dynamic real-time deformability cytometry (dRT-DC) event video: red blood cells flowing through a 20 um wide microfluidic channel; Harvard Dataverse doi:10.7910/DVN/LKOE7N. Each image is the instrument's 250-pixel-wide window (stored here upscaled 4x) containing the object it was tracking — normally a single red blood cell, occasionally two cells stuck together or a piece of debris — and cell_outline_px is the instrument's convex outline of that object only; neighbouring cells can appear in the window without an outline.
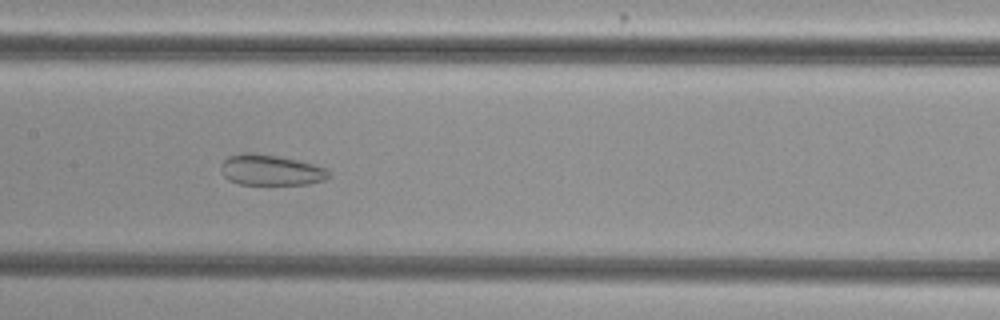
{"species": "common noctule bat (a hibernating species)", "species_latin": "Nyctalus noctula", "temperature_condition": "cold", "stored_images_in_passage": 55, "camera_frame_rate_fps": 3000, "um_per_image_px": 0.085, "animal": {"sex": "female", "body_mass_g": 29.2, "forearm_length_mm": 56.3}, "frame": {"image": 1, "passage_image": 28, "time_ms": 9.0, "image_size_px": [1000, 320], "cell_outline_px": [[332, 176], [324, 180], [308, 184], [240, 184], [228, 180], [224, 176], [220, 168], [220, 164], [228, 156], [244, 152], [252, 152], [276, 156], [296, 160], [312, 164], [324, 168]], "centroid_in_image_um": [22.97, 14.45], "position_along_channel_um": 184.4, "area_um2": 19.19}}
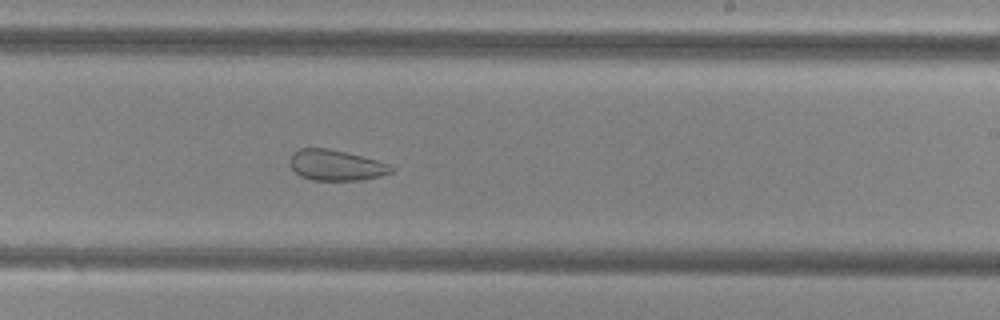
{"frame": {"image": 2, "passage_image": 34, "time_ms": 11.0, "image_size_px": [1000, 320], "cell_outline_px": [[396, 168], [392, 172], [380, 176], [364, 180], [312, 180], [300, 176], [288, 164], [288, 160], [292, 152], [300, 148], [328, 148], [376, 160], [388, 164]], "centroid_in_image_um": [28.52, 14.05], "position_along_channel_um": 260.5, "area_um2": 18.21}}
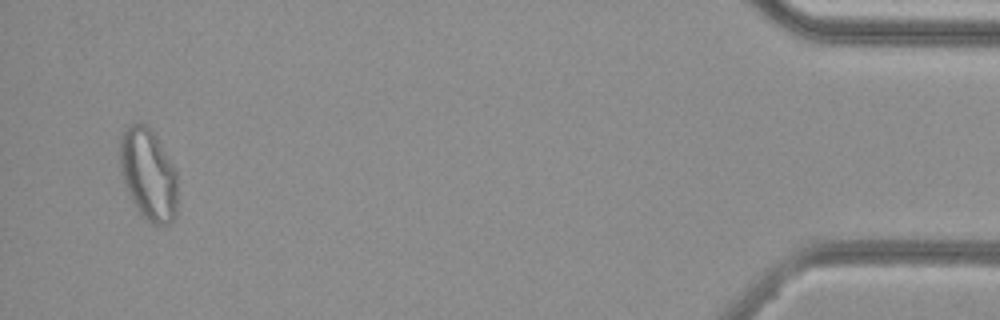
{"frame": {"image": 3, "passage_image": 53, "time_ms": 17.333, "image_size_px": [1000, 320], "cell_outline_px": [[176, 216], [168, 224], [152, 224], [140, 212], [132, 200], [128, 192], [120, 172], [120, 136], [132, 124], [144, 124], [156, 136], [176, 172]], "centroid_in_image_um": [12.6, 14.84], "position_along_channel_um": 422.6, "area_um2": 30.06}, "authors_computed_cell_mechanics": {"area_um2": 27.2816, "velocity_mm_per_s": 3.8132, "shape_relaxation_time_tau1_ms": null, "shape_relaxation_time_tau2_ms": 2.3215, "deformation_change_tau1": null, "deformation_change_tau2": 0.0851}}